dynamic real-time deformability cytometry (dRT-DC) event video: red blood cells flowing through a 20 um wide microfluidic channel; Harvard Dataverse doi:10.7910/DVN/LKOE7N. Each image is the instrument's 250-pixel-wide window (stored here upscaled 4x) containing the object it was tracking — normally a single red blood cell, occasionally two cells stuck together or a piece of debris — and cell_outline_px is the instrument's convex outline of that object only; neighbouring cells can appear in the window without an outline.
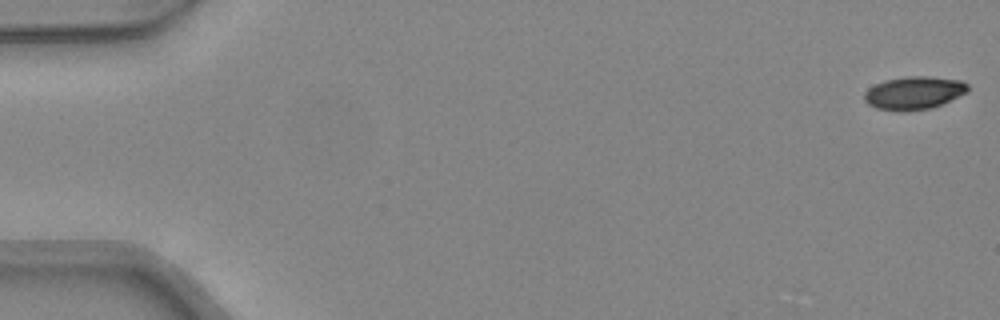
{"species": "common noctule bat (a hibernating species)", "species_latin": "Nyctalus noctula", "temperature_condition": "warm", "stored_images_in_passage": 48, "camera_frame_rate_fps": 3000, "um_per_image_px": 0.085, "animal": {"sex": "female", "body_mass_g": 24.6, "forearm_length_mm": 56.2}, "frame": {"image": 1, "passage_image": 1, "time_ms": 0.0, "image_size_px": [1000, 320], "cell_outline_px": [[968, 92], [932, 108], [904, 112], [900, 112], [876, 108], [868, 104], [864, 100], [864, 92], [868, 88], [884, 80], [908, 76], [928, 76], [960, 80], [968, 84]], "centroid_in_image_um": [77.67, 7.9], "position_along_channel_um": 7.3, "area_um2": 20.06}}
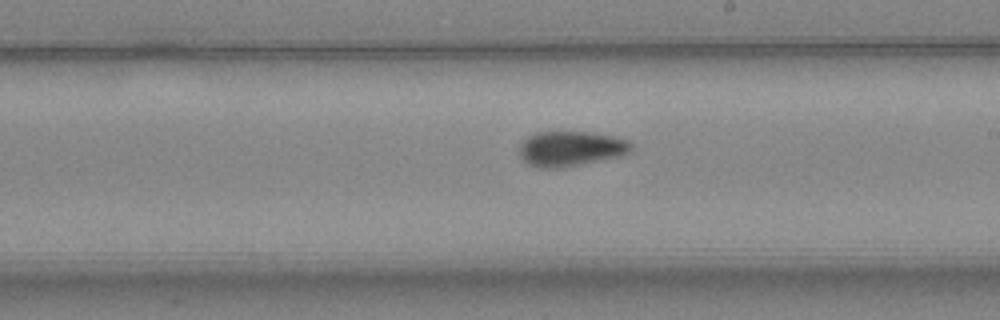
{"frame": {"image": 2, "passage_image": 28, "time_ms": 9.0, "image_size_px": [1000, 320], "cell_outline_px": [[632, 148], [628, 152], [620, 156], [564, 168], [540, 168], [528, 164], [520, 156], [520, 144], [528, 136], [536, 132], [588, 132], [616, 136], [628, 140], [632, 144]], "centroid_in_image_um": [48.52, 12.64], "position_along_channel_um": 240.5, "area_um2": 22.95}}
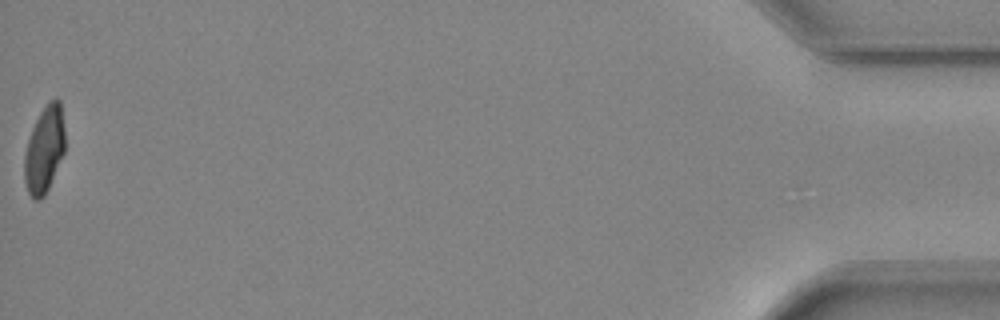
{"frame": {"image": 3, "passage_image": 48, "time_ms": 15.667, "image_size_px": [1000, 320], "cell_outline_px": [[64, 152], [48, 188], [44, 196], [40, 200], [32, 200], [28, 192], [24, 180], [24, 156], [28, 140], [32, 128], [40, 112], [48, 100], [56, 96], [60, 100], [64, 128]], "centroid_in_image_um": [3.76, 12.69], "position_along_channel_um": 431.4, "area_um2": 20.52}, "authors_computed_cell_mechanics": {"area_um2": 21.7328, "velocity_mm_per_s": 4.3717, "shape_relaxation_time_tau1_ms": 10.4398, "shape_relaxation_time_tau2_ms": 2.3791, "deformation_change_tau1": 0.2547, "deformation_change_tau2": 0.0677}}